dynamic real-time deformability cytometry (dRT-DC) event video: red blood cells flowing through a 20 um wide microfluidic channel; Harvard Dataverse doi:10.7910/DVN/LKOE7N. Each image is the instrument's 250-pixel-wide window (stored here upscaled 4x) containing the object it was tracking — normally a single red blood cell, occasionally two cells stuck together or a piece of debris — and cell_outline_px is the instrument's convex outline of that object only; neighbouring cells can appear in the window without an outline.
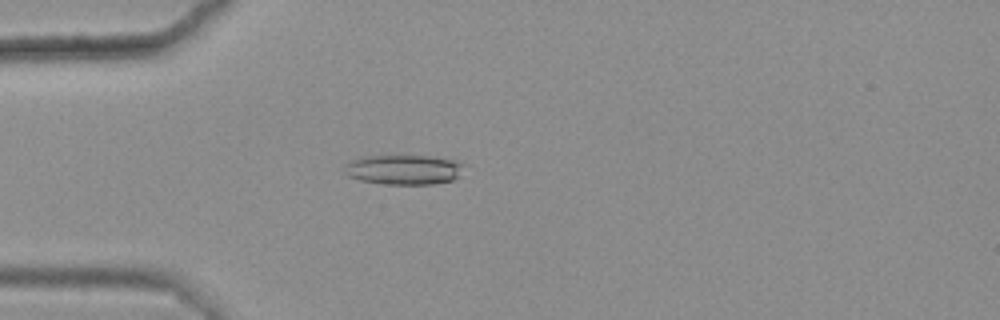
{"species": "common noctule bat (a hibernating species)", "species_latin": "Nyctalus noctula", "temperature_condition": "warm", "stored_images_in_passage": 44, "camera_frame_rate_fps": 3000, "um_per_image_px": 0.085, "animal": {"sex": "female", "body_mass_g": 25.1}, "frame": {"image": 1, "passage_image": 11, "time_ms": 3.333, "image_size_px": [1000, 320], "cell_outline_px": [[464, 164], [456, 176], [452, 180], [432, 184], [384, 184], [360, 180], [348, 176], [344, 172], [344, 164], [352, 160], [364, 156], [436, 156], [456, 160]], "centroid_in_image_um": [34.28, 14.41], "position_along_channel_um": 50.7, "area_um2": 20.69}}
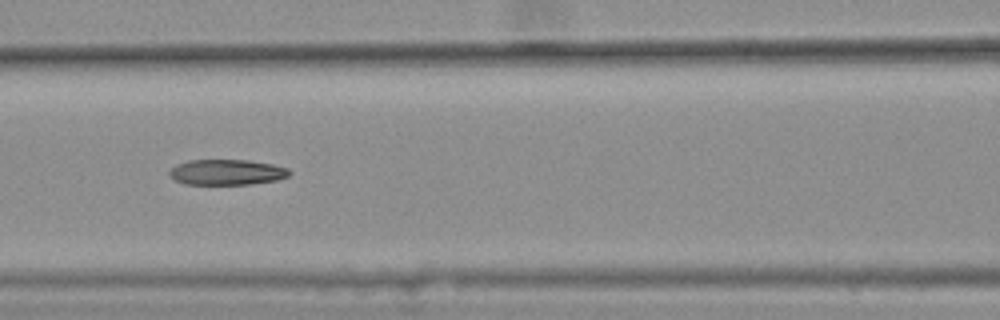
{"frame": {"image": 2, "passage_image": 20, "time_ms": 6.333, "image_size_px": [1000, 320], "cell_outline_px": [[292, 172], [288, 176], [276, 180], [252, 184], [184, 184], [168, 176], [168, 172], [176, 164], [188, 160], [248, 160], [272, 164], [288, 168]], "centroid_in_image_um": [19.26, 14.63], "position_along_channel_um": 147.3, "area_um2": 17.92}}
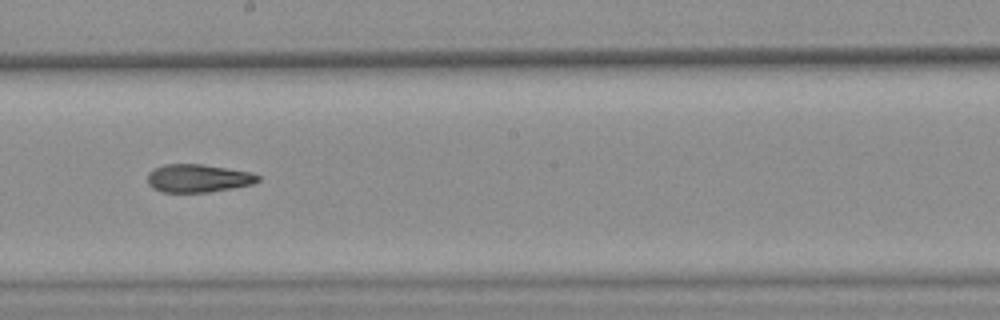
{"frame": {"image": 3, "passage_image": 27, "time_ms": 8.667, "image_size_px": [1000, 320], "cell_outline_px": [[260, 180], [252, 184], [232, 188], [208, 192], [160, 192], [152, 188], [148, 184], [148, 172], [164, 164], [200, 164], [252, 172], [260, 176]], "centroid_in_image_um": [16.83, 15.15], "position_along_channel_um": 231.4, "area_um2": 18.03}, "authors_computed_cell_mechanics": {"area_um2": 18.6116, "velocity_mm_per_s": 3.6068, "shape_relaxation_time_tau1_ms": null, "shape_relaxation_time_tau2_ms": 4.5203, "deformation_change_tau1": null, "deformation_change_tau2": 0.1412}}